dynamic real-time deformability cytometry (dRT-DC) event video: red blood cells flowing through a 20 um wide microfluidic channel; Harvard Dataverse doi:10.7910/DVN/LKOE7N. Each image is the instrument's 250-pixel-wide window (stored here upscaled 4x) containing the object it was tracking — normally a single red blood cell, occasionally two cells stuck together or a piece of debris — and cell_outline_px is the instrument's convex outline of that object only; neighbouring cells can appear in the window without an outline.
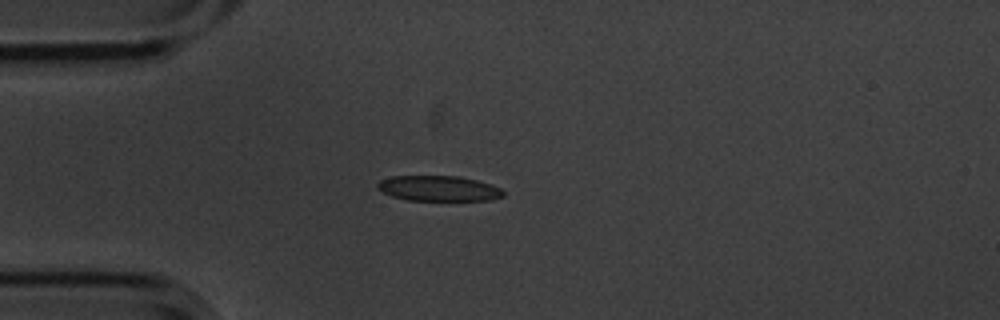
{"species": "common noctule bat (a hibernating species)", "species_latin": "Nyctalus noctula", "temperature_condition": "cold", "stored_images_in_passage": 8, "camera_frame_rate_fps": 3000, "um_per_image_px": 0.085, "animal": {"sex": "male", "body_mass_g": 20.1, "forearm_length_mm": 53.5}, "frame": {"image": 1, "passage_image": 4, "time_ms": 1.0, "image_size_px": [1000, 320], "cell_outline_px": [[504, 196], [492, 200], [408, 200], [392, 196], [376, 188], [376, 184], [380, 180], [392, 176], [460, 176], [492, 184], [500, 188], [504, 192]], "centroid_in_image_um": [37.3, 16.01], "position_along_channel_um": 47.7, "area_um2": 18.61}}
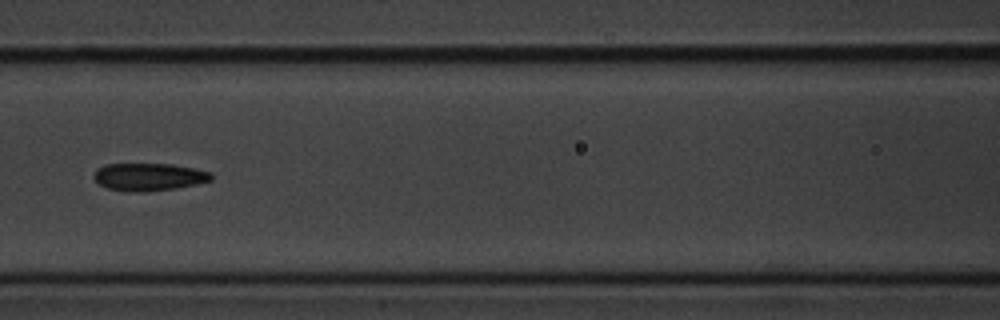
{"frame": {"image": 2, "passage_image": 7, "time_ms": 2.0, "image_size_px": [1000, 320], "cell_outline_px": [[212, 180], [196, 184], [176, 188], [144, 192], [132, 192], [108, 188], [100, 184], [92, 176], [96, 168], [104, 164], [172, 164], [212, 172]], "centroid_in_image_um": [12.64, 15.03], "position_along_channel_um": 154.0, "area_um2": 18.9}}
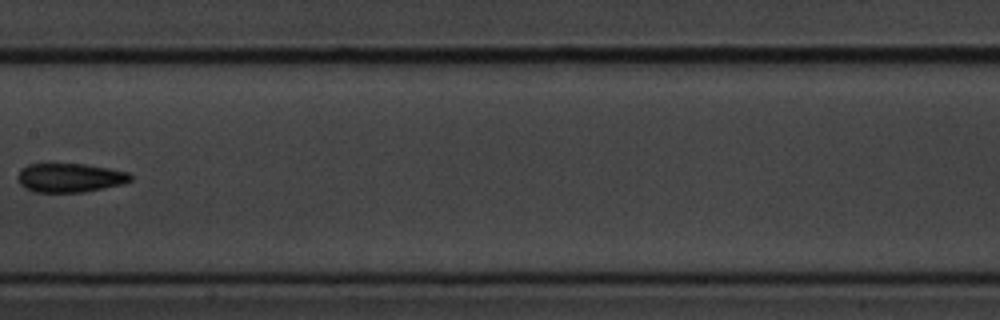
{"frame": {"image": 3, "passage_image": 8, "time_ms": 2.333, "image_size_px": [1000, 320], "cell_outline_px": [[132, 180], [124, 184], [84, 192], [36, 192], [24, 188], [20, 184], [16, 176], [28, 164], [88, 164], [128, 172], [132, 176]], "centroid_in_image_um": [5.97, 15.11], "position_along_channel_um": 201.4, "area_um2": 19.07}}